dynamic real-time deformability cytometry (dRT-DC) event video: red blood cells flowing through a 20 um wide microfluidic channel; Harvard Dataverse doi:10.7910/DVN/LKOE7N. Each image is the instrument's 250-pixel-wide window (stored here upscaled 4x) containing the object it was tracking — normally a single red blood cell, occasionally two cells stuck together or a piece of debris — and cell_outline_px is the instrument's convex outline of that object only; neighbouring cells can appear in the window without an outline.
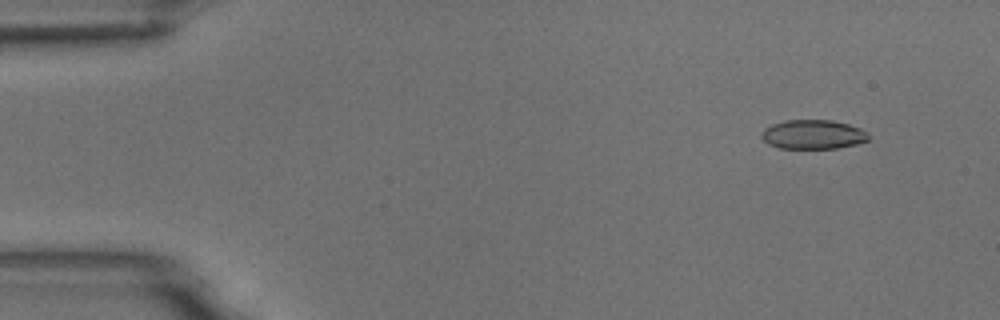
{"species": "common noctule bat (a hibernating species)", "species_latin": "Nyctalus noctula", "temperature_condition": "room temperature", "stored_images_in_passage": 6, "segment_of_instrument_passage": [2, 2], "camera_frame_rate_fps": 3000, "um_per_image_px": 0.085, "animal": {"sex": "male", "body_mass_g": 18.8}, "frame": {"image": 1, "passage_image": 6, "time_ms": 1.667, "image_size_px": [1000, 320], "cell_outline_px": [[868, 140], [856, 144], [836, 148], [780, 148], [768, 144], [760, 136], [760, 132], [764, 128], [772, 124], [784, 120], [832, 120], [848, 124], [860, 128], [868, 136]], "centroid_in_image_um": [69.05, 11.42], "position_along_channel_um": 15.9, "area_um2": 18.15}}